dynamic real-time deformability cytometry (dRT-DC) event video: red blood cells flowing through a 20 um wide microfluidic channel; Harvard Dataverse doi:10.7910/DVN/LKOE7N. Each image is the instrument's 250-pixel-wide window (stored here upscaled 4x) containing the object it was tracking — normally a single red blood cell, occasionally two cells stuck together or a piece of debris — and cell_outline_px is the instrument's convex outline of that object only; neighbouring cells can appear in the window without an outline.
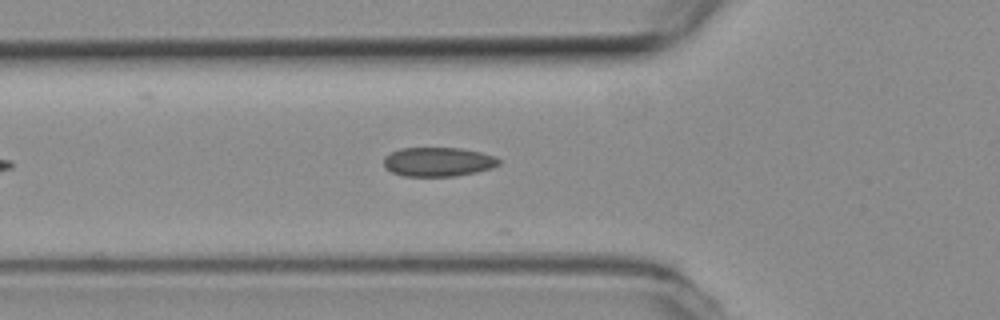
{"species": "common noctule bat (a hibernating species)", "species_latin": "Nyctalus noctula", "temperature_condition": "room temperature", "stored_images_in_passage": 6, "camera_frame_rate_fps": 3000, "um_per_image_px": 0.085, "animal": {"sex": "female", "body_mass_g": 19.3, "forearm_length_mm": 54.1}, "frame": {"image": 1, "passage_image": 5, "time_ms": 1.333, "image_size_px": [1000, 320], "cell_outline_px": [[500, 164], [492, 168], [476, 172], [456, 176], [404, 176], [392, 172], [384, 168], [384, 156], [400, 148], [460, 148], [480, 152], [496, 156], [500, 160]], "centroid_in_image_um": [37.24, 13.76], "position_along_channel_um": 88.6, "area_um2": 19.65}}